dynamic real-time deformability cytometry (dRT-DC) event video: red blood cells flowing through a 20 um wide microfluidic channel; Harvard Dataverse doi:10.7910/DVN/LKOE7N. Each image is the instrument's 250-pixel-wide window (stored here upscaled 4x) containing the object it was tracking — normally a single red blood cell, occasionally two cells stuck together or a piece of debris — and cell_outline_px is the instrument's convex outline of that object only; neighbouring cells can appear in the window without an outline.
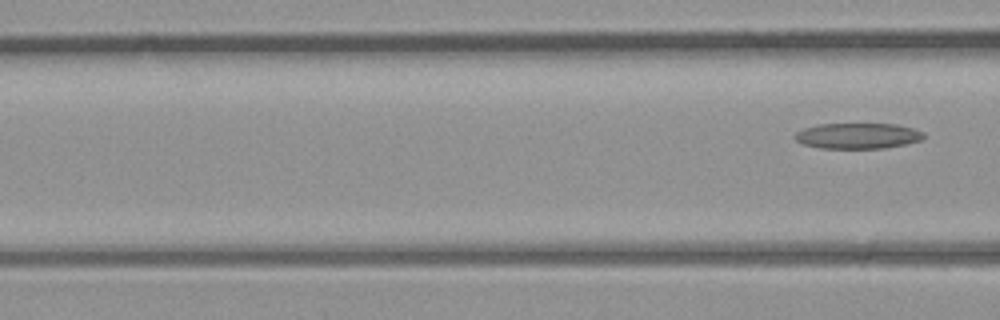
{"species": "common noctule bat (a hibernating species)", "species_latin": "Nyctalus noctula", "temperature_condition": "room temperature", "stored_images_in_passage": 7, "segment_of_instrument_passage": [2, 2], "camera_frame_rate_fps": 3000, "um_per_image_px": 0.085, "animal": {"sex": "male", "body_mass_g": 23.1, "forearm_length_mm": 52.7}, "frame": {"image": 1, "passage_image": 7, "time_ms": 8.0, "image_size_px": [1000, 320], "cell_outline_px": [[924, 136], [920, 140], [904, 144], [884, 148], [820, 148], [804, 144], [796, 140], [796, 132], [804, 128], [816, 124], [896, 124], [912, 128], [924, 132]], "centroid_in_image_um": [72.9, 11.54], "position_along_channel_um": 93.7, "area_um2": 19.07}}